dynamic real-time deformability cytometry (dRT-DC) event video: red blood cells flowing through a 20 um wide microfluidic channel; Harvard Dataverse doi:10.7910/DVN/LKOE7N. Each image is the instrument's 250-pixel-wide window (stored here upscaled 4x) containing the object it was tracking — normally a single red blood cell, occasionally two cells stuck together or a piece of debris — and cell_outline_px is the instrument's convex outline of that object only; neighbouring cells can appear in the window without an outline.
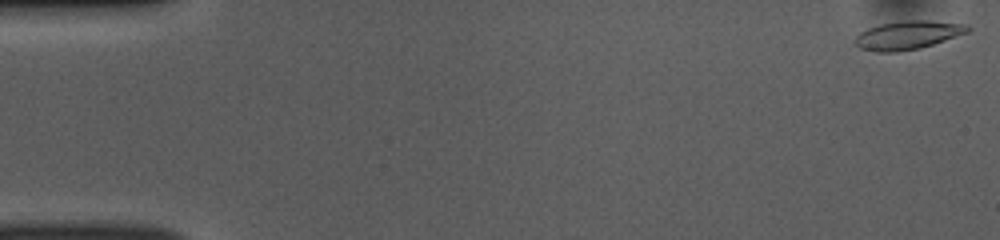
{"species": "common noctule bat (a hibernating species)", "species_latin": "Nyctalus noctula", "temperature_condition": "room temperature", "stored_images_in_passage": 52, "camera_frame_rate_fps": 3000, "um_per_image_px": 0.085, "animal": {"sex": "female", "body_mass_g": 10.0, "forearm_length_mm": 53.1}, "frame": {"image": 1, "passage_image": 1, "time_ms": 0.0, "image_size_px": [1000, 240], "cell_outline_px": [[972, 28], [968, 32], [920, 48], [896, 52], [872, 52], [860, 48], [852, 44], [852, 40], [860, 32], [868, 28], [880, 24], [904, 20], [928, 20], [968, 24]], "centroid_in_image_um": [77.11, 2.98], "position_along_channel_um": 7.9, "area_um2": 18.96}}
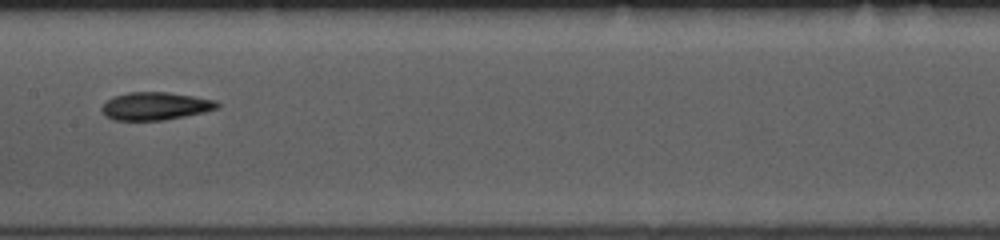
{"frame": {"image": 2, "passage_image": 26, "time_ms": 8.333, "image_size_px": [1000, 240], "cell_outline_px": [[220, 108], [204, 112], [164, 120], [112, 120], [104, 116], [100, 112], [100, 108], [112, 96], [128, 92], [168, 92], [216, 100], [220, 104]], "centroid_in_image_um": [13.18, 9.02], "position_along_channel_um": 194.2, "area_um2": 18.9}}
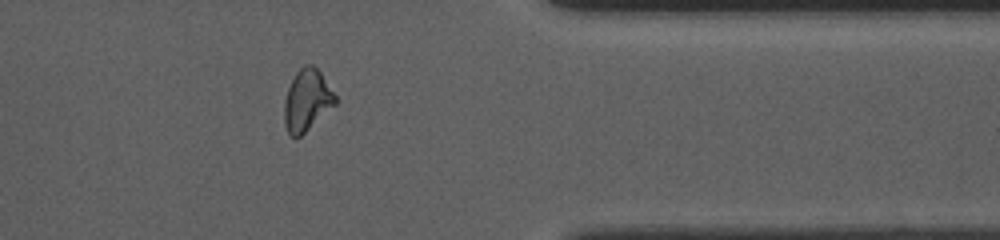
{"frame": {"image": 3, "passage_image": 42, "time_ms": 13.667, "image_size_px": [1000, 240], "cell_outline_px": [[336, 104], [296, 140], [288, 132], [284, 124], [284, 100], [288, 88], [296, 72], [304, 64], [312, 64], [320, 72], [336, 96]], "centroid_in_image_um": [26.07, 8.53], "position_along_channel_um": 385.3, "area_um2": 18.21}, "authors_computed_cell_mechanics": {"area_um2": 18.6694, "velocity_mm_per_s": 3.8561, "shape_relaxation_time_tau1_ms": 4.0883, "shape_relaxation_time_tau2_ms": 2.5483, "deformation_change_tau1": 0.147, "deformation_change_tau2": 0.0965}}